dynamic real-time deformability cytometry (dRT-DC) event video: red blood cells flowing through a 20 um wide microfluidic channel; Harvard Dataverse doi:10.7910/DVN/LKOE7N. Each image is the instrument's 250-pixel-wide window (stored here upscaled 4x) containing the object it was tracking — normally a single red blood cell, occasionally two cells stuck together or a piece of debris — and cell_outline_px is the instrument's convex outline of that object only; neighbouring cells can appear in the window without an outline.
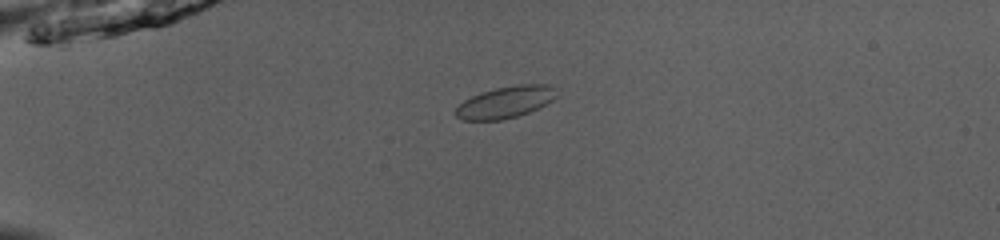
{"species": "common noctule bat (a hibernating species)", "species_latin": "Nyctalus noctula", "temperature_condition": "room temperature", "stored_images_in_passage": 40, "camera_frame_rate_fps": 3000, "um_per_image_px": 0.085, "animal": {"sex": "male", "body_mass_g": 13.0, "forearm_length_mm": 53.1}, "frame": {"image": 1, "passage_image": 2, "time_ms": 0.333, "image_size_px": [1000, 240], "cell_outline_px": [[556, 96], [552, 100], [528, 112], [516, 116], [500, 120], [460, 120], [452, 112], [464, 100], [472, 96], [496, 88], [516, 84], [548, 84], [556, 88]], "centroid_in_image_um": [42.93, 8.68], "position_along_channel_um": 42.1, "area_um2": 18.5}}
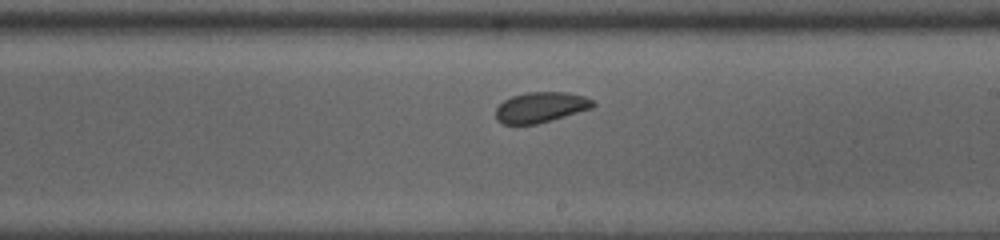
{"frame": {"image": 2, "passage_image": 20, "time_ms": 6.333, "image_size_px": [1000, 240], "cell_outline_px": [[596, 104], [592, 108], [552, 120], [536, 124], [504, 124], [496, 120], [496, 108], [504, 100], [512, 96], [528, 92], [568, 92], [584, 96], [592, 100]], "centroid_in_image_um": [45.96, 9.12], "position_along_channel_um": 243.0, "area_um2": 17.22}}
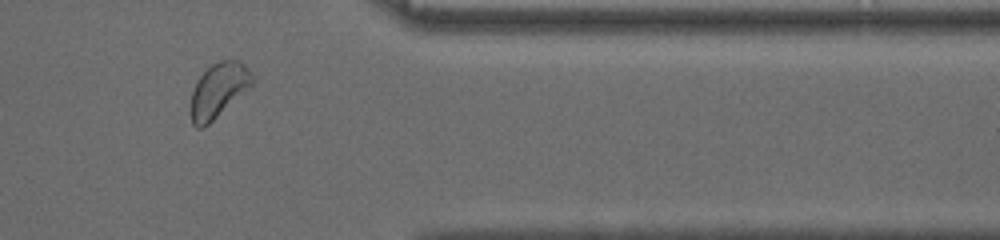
{"frame": {"image": 3, "passage_image": 32, "time_ms": 10.333, "image_size_px": [1000, 240], "cell_outline_px": [[252, 84], [204, 128], [196, 128], [192, 124], [188, 112], [192, 92], [196, 80], [212, 64], [220, 60], [240, 60], [252, 72]], "centroid_in_image_um": [18.5, 7.69], "position_along_channel_um": 392.9, "area_um2": 19.48}, "authors_computed_cell_mechanics": {"area_um2": 18.1203, "velocity_mm_per_s": 3.9703, "shape_relaxation_time_tau1_ms": 1.9548, "shape_relaxation_time_tau2_ms": 5.0958, "deformation_change_tau1": 0.0404, "deformation_change_tau2": 0.0626}}